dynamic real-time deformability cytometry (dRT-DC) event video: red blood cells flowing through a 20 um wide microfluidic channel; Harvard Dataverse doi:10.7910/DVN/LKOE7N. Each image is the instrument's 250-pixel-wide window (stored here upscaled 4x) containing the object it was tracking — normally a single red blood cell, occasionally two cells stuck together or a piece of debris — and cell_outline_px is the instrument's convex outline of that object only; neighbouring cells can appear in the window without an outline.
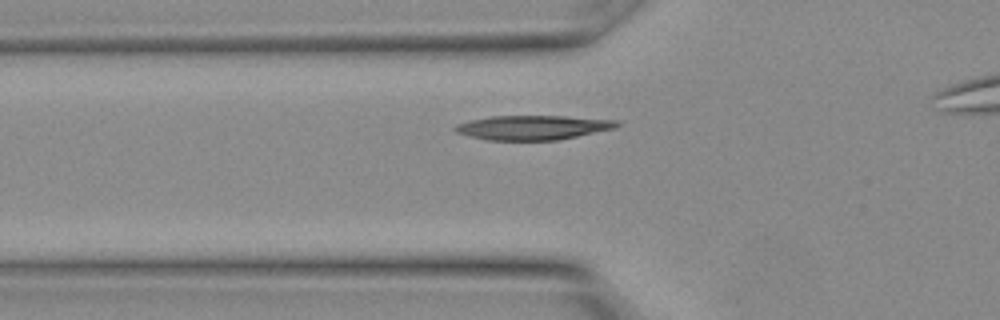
{"species": "Egyptian fruit bat (a non-hibernating species)", "species_latin": "Rousettus aegyptiacus", "temperature_condition": "warm", "stored_images_in_passage": 15, "camera_frame_rate_fps": 3000, "um_per_image_px": 0.085, "animal": {"sex": "female"}, "frame": {"image": 1, "passage_image": 7, "time_ms": 2.0, "image_size_px": [1000, 320], "cell_outline_px": [[620, 124], [616, 128], [560, 140], [484, 140], [468, 136], [456, 132], [452, 128], [456, 124], [472, 120], [492, 116], [564, 116], [620, 120]], "centroid_in_image_um": [45.31, 10.84], "position_along_channel_um": 80.5, "area_um2": 23.18}}
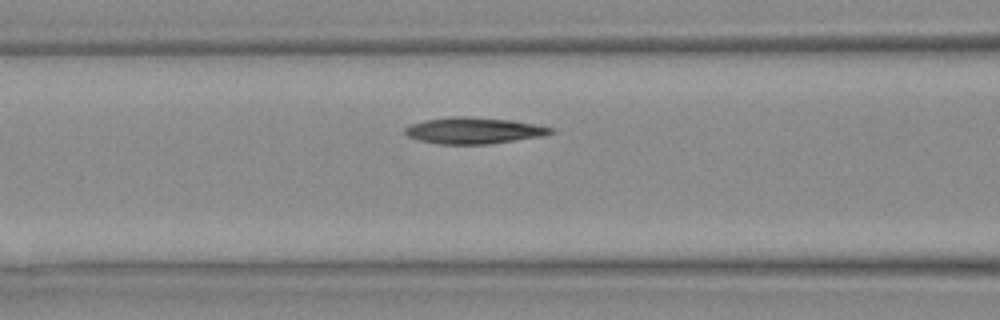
{"frame": {"image": 2, "passage_image": 9, "time_ms": 2.667, "image_size_px": [1000, 320], "cell_outline_px": [[556, 132], [540, 136], [488, 144], [440, 144], [420, 140], [408, 136], [404, 132], [404, 128], [412, 124], [424, 120], [452, 116], [464, 116], [512, 120], [552, 128]], "centroid_in_image_um": [40.23, 11.09], "position_along_channel_um": 126.4, "area_um2": 22.08}}
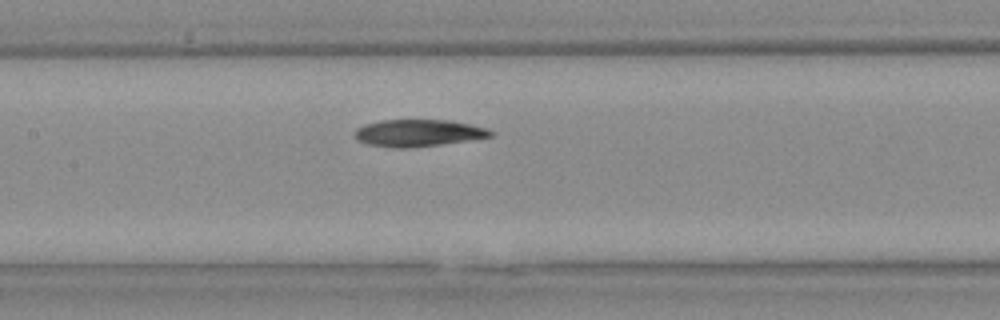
{"frame": {"image": 3, "passage_image": 11, "time_ms": 3.333, "image_size_px": [1000, 320], "cell_outline_px": [[496, 132], [492, 136], [440, 144], [408, 148], [392, 148], [368, 144], [356, 140], [356, 128], [364, 124], [380, 120], [448, 120], [472, 124], [488, 128]], "centroid_in_image_um": [35.56, 11.29], "position_along_channel_um": 171.8, "area_um2": 21.39}}